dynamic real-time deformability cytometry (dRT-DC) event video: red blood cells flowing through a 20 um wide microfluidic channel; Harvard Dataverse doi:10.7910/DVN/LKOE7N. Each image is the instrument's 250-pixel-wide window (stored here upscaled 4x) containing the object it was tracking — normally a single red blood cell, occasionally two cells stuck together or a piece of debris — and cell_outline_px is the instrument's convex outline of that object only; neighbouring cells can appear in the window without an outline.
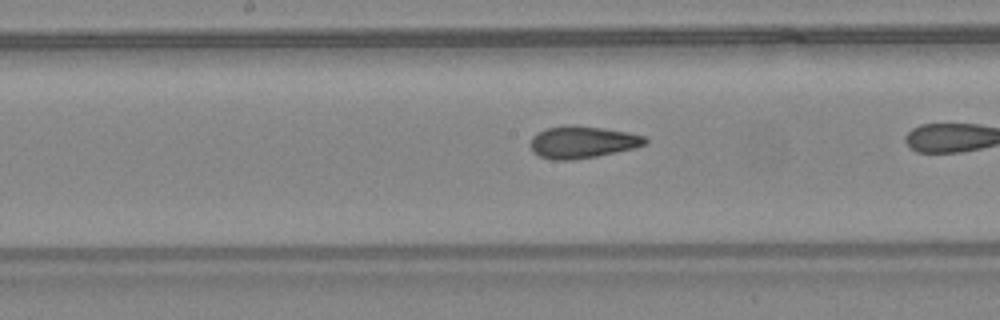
{"species": "common noctule bat (a hibernating species)", "species_latin": "Nyctalus noctula", "temperature_condition": "warm", "stored_images_in_passage": 24, "camera_frame_rate_fps": 3000, "um_per_image_px": 0.085, "animal": {"sex": "female", "body_mass_g": 24.6, "forearm_length_mm": 56.2}, "frame": {"image": 1, "passage_image": 19, "time_ms": 6.0, "image_size_px": [1000, 320], "cell_outline_px": [[648, 144], [636, 148], [596, 156], [572, 160], [552, 160], [540, 156], [532, 152], [532, 136], [536, 132], [548, 128], [568, 124], [604, 128], [628, 132], [644, 136], [648, 140]], "centroid_in_image_um": [49.53, 12.07], "position_along_channel_um": 198.7, "area_um2": 21.56}}